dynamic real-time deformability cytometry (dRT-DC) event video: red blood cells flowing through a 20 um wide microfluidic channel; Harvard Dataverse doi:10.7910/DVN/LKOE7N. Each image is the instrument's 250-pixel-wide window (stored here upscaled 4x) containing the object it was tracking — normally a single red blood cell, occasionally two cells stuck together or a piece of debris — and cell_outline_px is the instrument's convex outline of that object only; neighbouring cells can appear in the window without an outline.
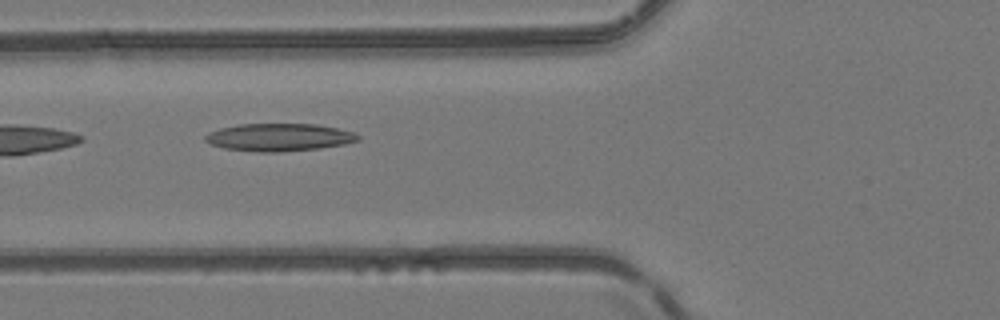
{"species": "common noctule bat (a hibernating species)", "species_latin": "Nyctalus noctula", "temperature_condition": "room temperature", "stored_images_in_passage": 5, "camera_frame_rate_fps": 3000, "um_per_image_px": 0.085, "animal": {"sex": "female", "body_mass_g": 24.6, "forearm_length_mm": 56.2}, "frame": {"image": 1, "passage_image": 4, "time_ms": 4.333, "image_size_px": [1000, 320], "cell_outline_px": [[360, 140], [344, 144], [320, 148], [280, 152], [260, 152], [224, 148], [208, 144], [204, 140], [204, 136], [208, 132], [220, 128], [240, 124], [316, 124], [336, 128], [352, 132], [360, 136]], "centroid_in_image_um": [23.68, 11.67], "position_along_channel_um": 102.1, "area_um2": 24.62}}
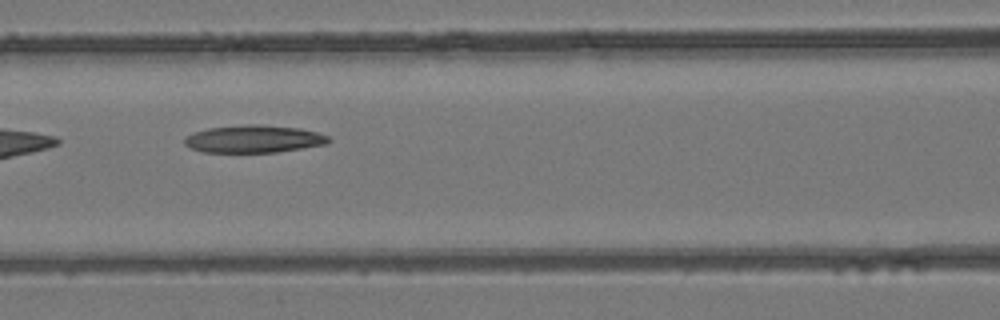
{"frame": {"image": 2, "passage_image": 5, "time_ms": 5.333, "image_size_px": [1000, 320], "cell_outline_px": [[332, 140], [328, 144], [276, 152], [204, 152], [192, 148], [184, 144], [184, 140], [188, 136], [196, 132], [208, 128], [248, 124], [256, 124], [300, 128], [316, 132], [328, 136]], "centroid_in_image_um": [21.62, 11.81], "position_along_channel_um": 145.0, "area_um2": 22.95}}